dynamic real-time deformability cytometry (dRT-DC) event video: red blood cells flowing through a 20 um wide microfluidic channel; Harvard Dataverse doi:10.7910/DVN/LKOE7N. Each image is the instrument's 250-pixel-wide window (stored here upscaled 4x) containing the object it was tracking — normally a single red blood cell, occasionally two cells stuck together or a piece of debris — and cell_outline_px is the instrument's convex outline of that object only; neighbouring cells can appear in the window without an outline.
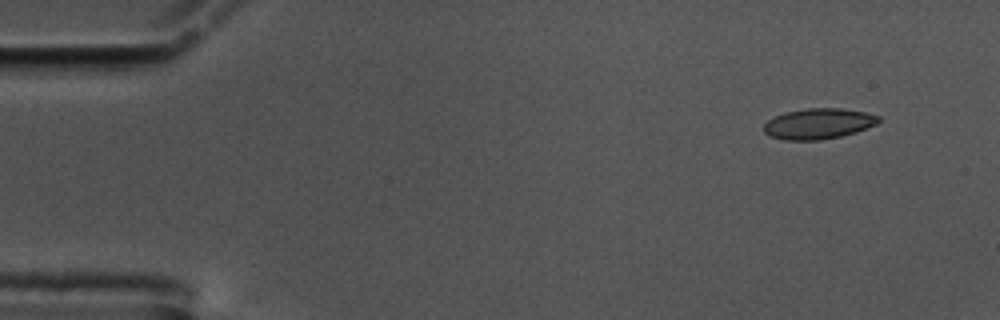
{"species": "common noctule bat (a hibernating species)", "species_latin": "Nyctalus noctula", "temperature_condition": "cold", "stored_images_in_passage": 55, "camera_frame_rate_fps": 3000, "um_per_image_px": 0.085, "animal": {"sex": "male", "body_mass_g": 17.5, "forearm_length_mm": 52.3}, "frame": {"image": 1, "passage_image": 2, "time_ms": 0.333, "image_size_px": [1000, 320], "cell_outline_px": [[880, 120], [876, 124], [856, 132], [840, 136], [820, 140], [784, 140], [768, 136], [764, 132], [764, 124], [768, 120], [784, 112], [804, 108], [840, 108], [864, 112], [880, 116]], "centroid_in_image_um": [69.54, 10.51], "position_along_channel_um": 15.5, "area_um2": 20.52}}
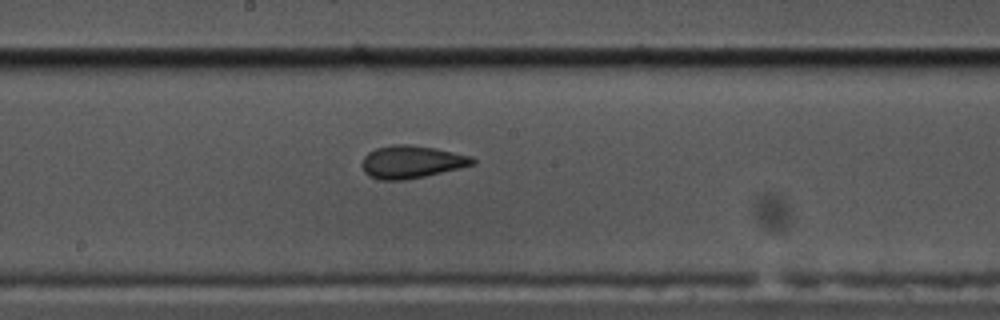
{"frame": {"image": 2, "passage_image": 28, "time_ms": 9.0, "image_size_px": [1000, 320], "cell_outline_px": [[476, 164], [460, 168], [424, 176], [404, 180], [380, 180], [368, 176], [364, 172], [360, 164], [364, 156], [368, 152], [376, 148], [392, 144], [408, 144], [436, 148], [472, 156], [476, 160]], "centroid_in_image_um": [34.96, 13.76], "position_along_channel_um": 213.2, "area_um2": 21.27}}
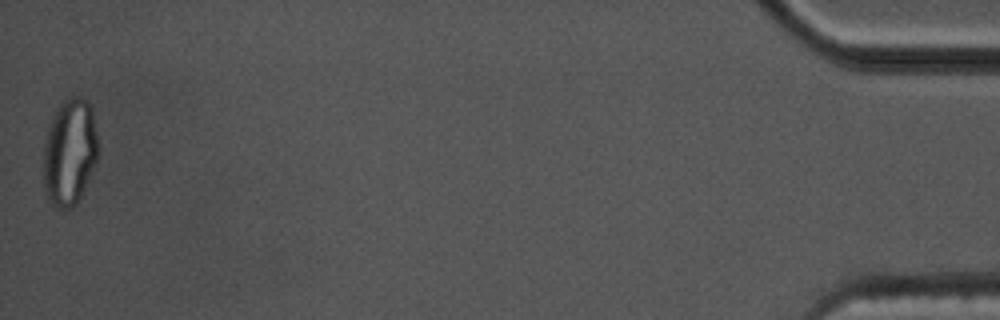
{"frame": {"image": 3, "passage_image": 55, "time_ms": 18.0, "image_size_px": [1000, 320], "cell_outline_px": [[96, 160], [80, 196], [76, 204], [72, 208], [60, 208], [52, 204], [48, 200], [44, 188], [44, 144], [48, 128], [52, 116], [56, 108], [68, 96], [80, 96], [88, 100], [92, 108], [96, 132]], "centroid_in_image_um": [5.89, 12.88], "position_along_channel_um": 429.3, "area_um2": 33.7}, "authors_computed_cell_mechanics": {"area_um2": 20.808, "velocity_mm_per_s": 3.45, "shape_relaxation_time_tau1_ms": 10.608, "shape_relaxation_time_tau2_ms": 1.8042, "deformation_change_tau1": 0.2002, "deformation_change_tau2": 0.07}}